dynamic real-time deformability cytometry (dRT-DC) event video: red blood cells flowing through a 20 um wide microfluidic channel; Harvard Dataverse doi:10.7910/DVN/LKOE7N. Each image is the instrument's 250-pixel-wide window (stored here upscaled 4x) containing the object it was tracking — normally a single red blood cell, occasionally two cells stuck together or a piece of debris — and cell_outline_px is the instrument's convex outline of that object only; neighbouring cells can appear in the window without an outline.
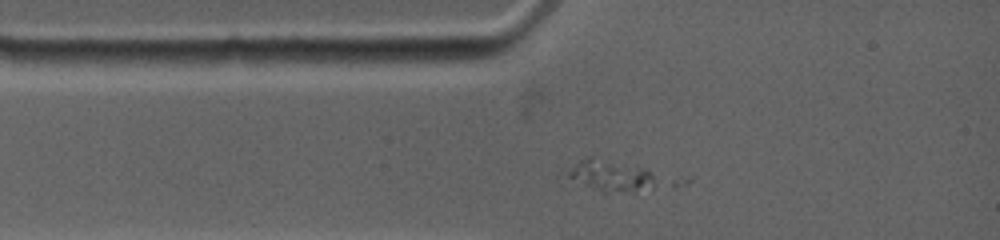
{"species": "common noctule bat (a hibernating species)", "species_latin": "Nyctalus noctula", "temperature_condition": "warm", "stored_images_in_passage": 10, "camera_frame_rate_fps": 4500, "um_per_image_px": 0.085, "animal": {"sex": "female", "body_mass_g": 19.0, "forearm_length_mm": 53.3}, "frame": {"image": 1, "passage_image": 1, "time_ms": 0.0, "image_size_px": [1000, 240], "cell_outline_px": [[692, 180], [688, 184], [672, 188], [636, 192], [604, 192], [584, 184], [568, 176], [564, 172], [580, 160], [588, 156]], "centroid_in_image_um": [52.77, 15.03], "position_along_channel_um": 32.2, "area_um2": 19.02}}
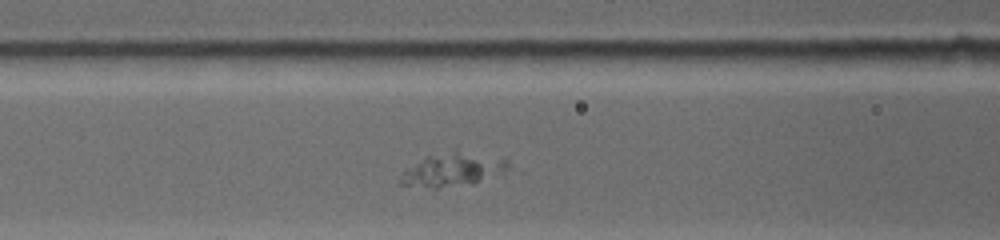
{"frame": {"image": 2, "passage_image": 8, "time_ms": 2.667, "image_size_px": [1000, 240], "cell_outline_px": [[508, 168], [472, 184], [432, 196], [400, 184], [400, 180], [404, 168], [428, 156], [456, 148], [508, 156]], "centroid_in_image_um": [38.4, 14.49], "position_along_channel_um": 128.2, "area_um2": 23.64}}